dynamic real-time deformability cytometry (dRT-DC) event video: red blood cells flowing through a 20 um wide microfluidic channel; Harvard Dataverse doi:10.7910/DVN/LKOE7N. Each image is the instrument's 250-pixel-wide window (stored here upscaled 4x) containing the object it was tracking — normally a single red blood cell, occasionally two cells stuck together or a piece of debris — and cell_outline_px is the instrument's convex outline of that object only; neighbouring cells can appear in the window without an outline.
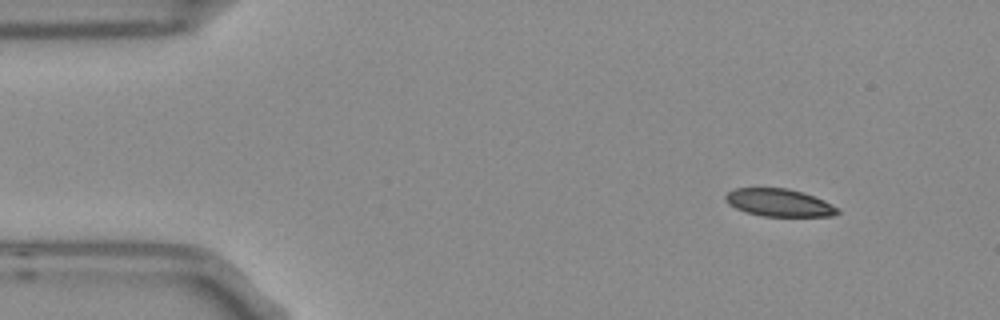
{"species": "Egyptian fruit bat (a non-hibernating species)", "species_latin": "Rousettus aegyptiacus", "temperature_condition": "room temperature", "stored_images_in_passage": 5, "camera_frame_rate_fps": 3000, "um_per_image_px": 0.085, "frame": {"image": 1, "passage_image": 1, "time_ms": 0.0, "image_size_px": [1000, 320], "cell_outline_px": [[840, 212], [832, 216], [764, 216], [748, 212], [736, 208], [728, 204], [724, 200], [724, 196], [728, 192], [736, 188], [788, 188], [824, 200], [840, 208]], "centroid_in_image_um": [66.22, 17.23], "position_along_channel_um": 18.8, "area_um2": 17.92}}
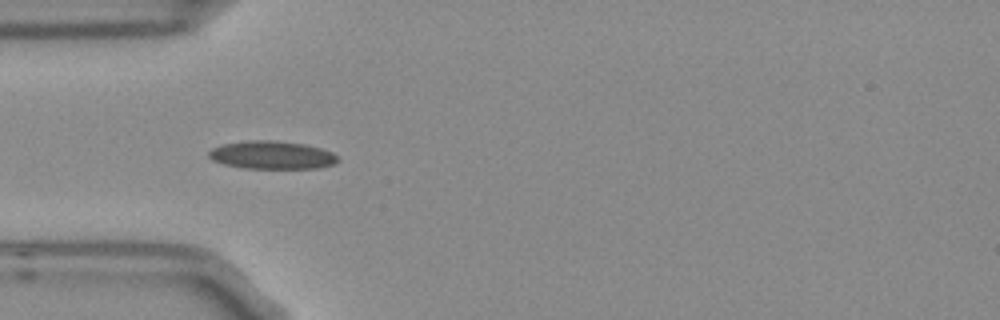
{"frame": {"image": 2, "passage_image": 4, "time_ms": 1.0, "image_size_px": [1000, 320], "cell_outline_px": [[340, 160], [336, 164], [320, 168], [244, 168], [224, 164], [212, 160], [208, 156], [208, 152], [212, 148], [224, 144], [248, 140], [276, 140], [304, 144], [320, 148], [332, 152], [340, 156]], "centroid_in_image_um": [23.16, 13.18], "position_along_channel_um": 61.8, "area_um2": 21.27}}
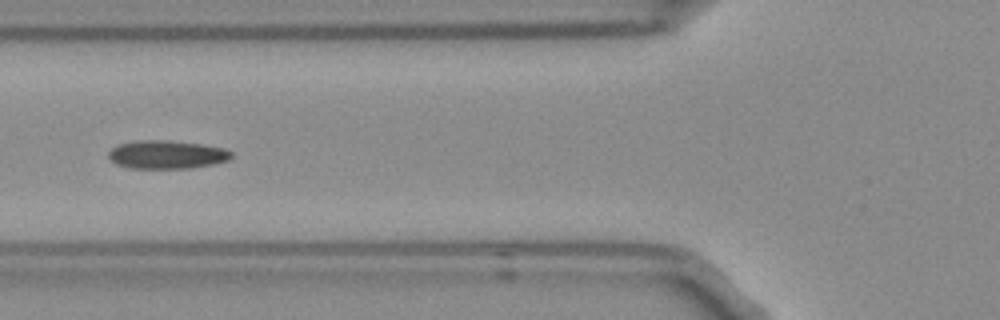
{"frame": {"image": 3, "passage_image": 5, "time_ms": 1.333, "image_size_px": [1000, 320], "cell_outline_px": [[232, 156], [228, 160], [212, 164], [192, 168], [128, 168], [116, 164], [108, 156], [108, 152], [112, 148], [120, 144], [140, 140], [164, 140], [200, 144], [224, 148], [232, 152]], "centroid_in_image_um": [14.17, 13.14], "position_along_channel_um": 111.6, "area_um2": 20.11}}